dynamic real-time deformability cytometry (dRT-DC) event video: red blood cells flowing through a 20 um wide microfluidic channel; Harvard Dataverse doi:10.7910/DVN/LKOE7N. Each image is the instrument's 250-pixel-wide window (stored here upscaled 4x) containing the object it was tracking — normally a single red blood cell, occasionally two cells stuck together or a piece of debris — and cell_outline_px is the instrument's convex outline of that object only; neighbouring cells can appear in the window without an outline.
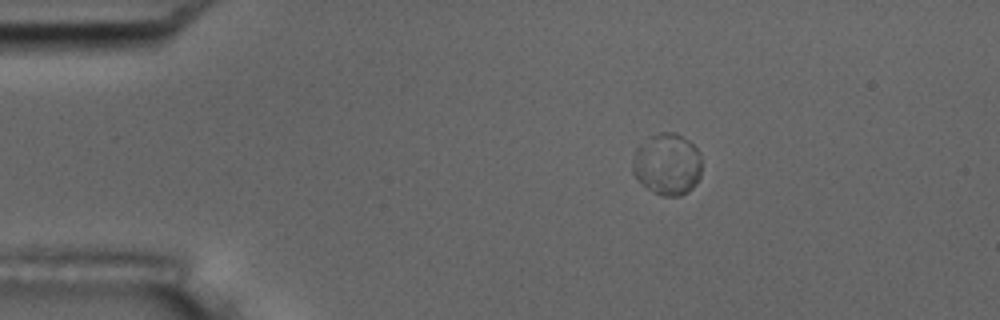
{"species": "common noctule bat (a hibernating species)", "species_latin": "Nyctalus noctula", "temperature_condition": "room temperature", "stored_images_in_passage": 5, "camera_frame_rate_fps": 3000, "um_per_image_px": 0.085, "animal": {"sex": "male", "body_mass_g": 17.5, "forearm_length_mm": 52.3}, "frame": {"image": 1, "passage_image": 3, "time_ms": 0.667, "image_size_px": [1000, 320], "cell_outline_px": [[700, 176], [696, 184], [688, 192], [680, 196], [664, 196], [648, 188], [632, 172], [632, 160], [636, 148], [652, 136], [660, 132], [676, 132], [688, 140], [700, 152]], "centroid_in_image_um": [56.73, 13.95], "position_along_channel_um": 28.3, "area_um2": 24.62}}